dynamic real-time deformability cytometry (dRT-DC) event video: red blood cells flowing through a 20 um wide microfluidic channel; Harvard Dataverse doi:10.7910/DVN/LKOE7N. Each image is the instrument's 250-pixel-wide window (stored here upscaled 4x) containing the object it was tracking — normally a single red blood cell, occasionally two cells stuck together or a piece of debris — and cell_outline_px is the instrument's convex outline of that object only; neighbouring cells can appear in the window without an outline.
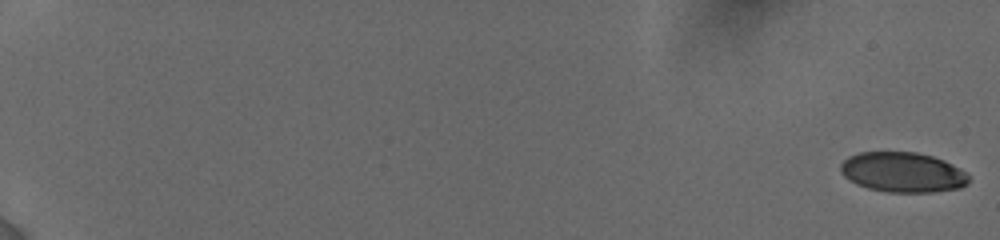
{"species": "human", "species_latin": "Homo sapiens", "temperature_condition": "cold", "stored_images_in_passage": 11, "camera_frame_rate_fps": 3000, "um_per_image_px": 0.085, "donor": {"sex": "female"}, "frame": {"image": 1, "passage_image": 1, "time_ms": 0.0, "image_size_px": [1000, 240], "cell_outline_px": [[968, 184], [960, 188], [932, 192], [888, 192], [868, 188], [856, 184], [844, 176], [840, 172], [840, 164], [848, 156], [860, 152], [916, 152], [932, 156], [944, 160], [960, 168], [968, 176]], "centroid_in_image_um": [76.72, 14.64], "position_along_channel_um": 8.3, "area_um2": 29.94}}